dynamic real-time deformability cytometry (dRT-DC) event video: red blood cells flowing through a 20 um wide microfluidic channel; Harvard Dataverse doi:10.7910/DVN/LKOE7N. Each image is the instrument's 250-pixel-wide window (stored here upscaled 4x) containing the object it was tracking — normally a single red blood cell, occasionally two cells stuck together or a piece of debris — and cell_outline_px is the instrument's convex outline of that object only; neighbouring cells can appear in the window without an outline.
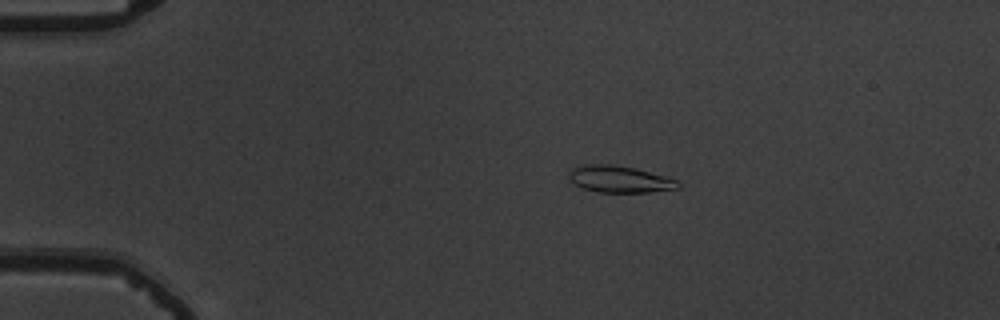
{"species": "common noctule bat (a hibernating species)", "species_latin": "Nyctalus noctula", "temperature_condition": "warm", "stored_images_in_passage": 48, "camera_frame_rate_fps": 3000, "um_per_image_px": 0.085, "animal": {"sex": "male", "body_mass_g": 19.5, "forearm_length_mm": 54.6}, "frame": {"image": 1, "passage_image": 4, "time_ms": 1.0, "image_size_px": [1000, 320], "cell_outline_px": [[680, 188], [648, 192], [596, 192], [584, 188], [576, 184], [568, 176], [568, 172], [576, 164], [612, 164], [636, 168], [680, 180]], "centroid_in_image_um": [52.67, 15.21], "position_along_channel_um": 32.3, "area_um2": 17.22}}
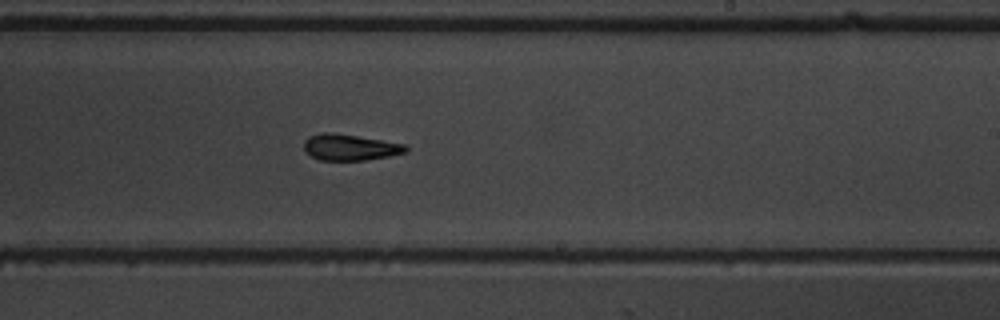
{"frame": {"image": 2, "passage_image": 27, "time_ms": 8.667, "image_size_px": [1000, 320], "cell_outline_px": [[408, 152], [388, 156], [364, 160], [320, 160], [304, 152], [304, 140], [308, 136], [320, 132], [332, 132], [404, 144], [408, 148]], "centroid_in_image_um": [29.7, 12.51], "position_along_channel_um": 259.3, "area_um2": 15.49}}
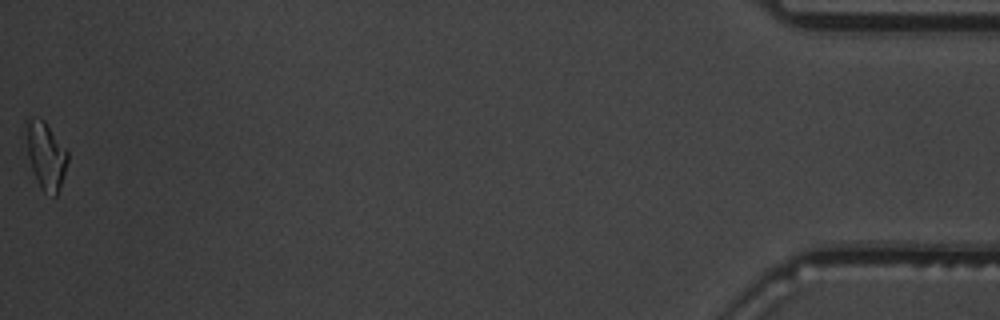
{"frame": {"image": 3, "passage_image": 48, "time_ms": 15.667, "image_size_px": [1000, 320], "cell_outline_px": [[68, 160], [56, 196], [52, 196], [44, 192], [40, 188], [32, 168], [28, 156], [28, 116], [36, 116], [44, 120], [68, 152]], "centroid_in_image_um": [3.91, 13.22], "position_along_channel_um": 431.3, "area_um2": 15.66}, "authors_computed_cell_mechanics": {"area_um2": 15.9239, "velocity_mm_per_s": 3.7445, "shape_relaxation_time_tau1_ms": 5.3623, "shape_relaxation_time_tau2_ms": 5.9673, "deformation_change_tau1": 0.1795, "deformation_change_tau2": 0.1577}}